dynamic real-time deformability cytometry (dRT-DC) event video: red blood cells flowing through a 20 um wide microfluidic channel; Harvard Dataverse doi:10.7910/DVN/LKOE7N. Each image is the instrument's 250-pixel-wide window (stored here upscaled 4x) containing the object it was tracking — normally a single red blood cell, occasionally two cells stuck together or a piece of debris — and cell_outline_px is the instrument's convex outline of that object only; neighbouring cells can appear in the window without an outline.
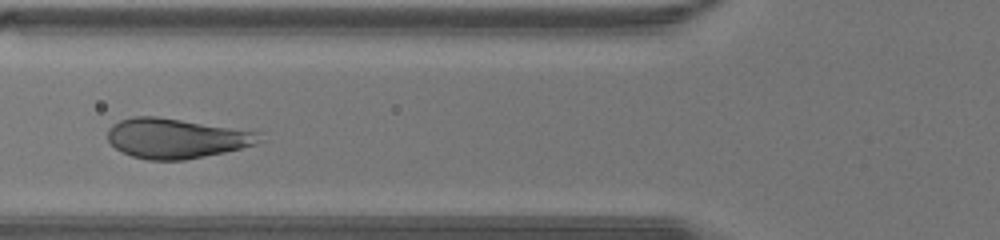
{"species": "human", "species_latin": "Homo sapiens", "temperature_condition": "warm", "stored_images_in_passage": 15, "camera_frame_rate_fps": 3000, "um_per_image_px": 0.085, "donor": {"sex": "male"}, "frame": {"image": 1, "passage_image": 11, "time_ms": 3.333, "image_size_px": [1000, 240], "cell_outline_px": [[264, 140], [256, 144], [224, 152], [184, 160], [148, 160], [132, 156], [116, 148], [108, 140], [108, 128], [112, 124], [120, 120], [132, 116], [156, 116], [260, 132]], "centroid_in_image_um": [14.98, 11.75], "position_along_channel_um": 110.8, "area_um2": 35.14}}
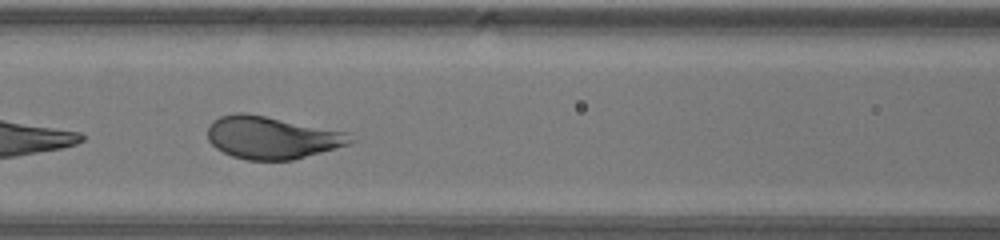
{"frame": {"image": 2, "passage_image": 13, "time_ms": 4.0, "image_size_px": [1000, 240], "cell_outline_px": [[360, 140], [336, 148], [292, 160], [248, 160], [232, 156], [216, 148], [208, 140], [208, 128], [212, 120], [220, 116], [232, 112], [244, 112], [348, 132]], "centroid_in_image_um": [23.12, 11.68], "position_along_channel_um": 143.5, "area_um2": 35.49}}